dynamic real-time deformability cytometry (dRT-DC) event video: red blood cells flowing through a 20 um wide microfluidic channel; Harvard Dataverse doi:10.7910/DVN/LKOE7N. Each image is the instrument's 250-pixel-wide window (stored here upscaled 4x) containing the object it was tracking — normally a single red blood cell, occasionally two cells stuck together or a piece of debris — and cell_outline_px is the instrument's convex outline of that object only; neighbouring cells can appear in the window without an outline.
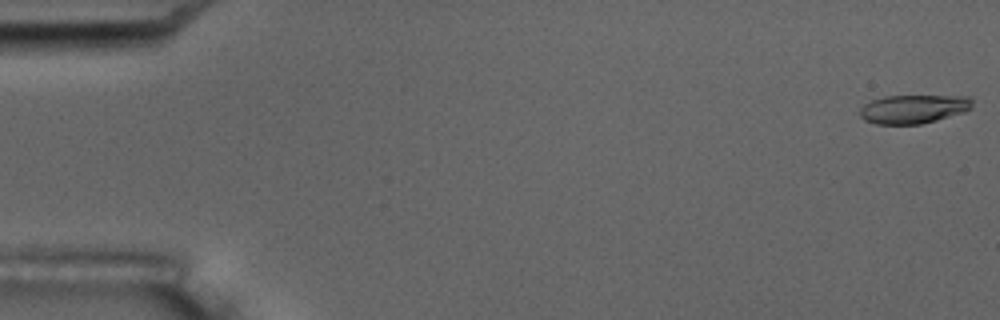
{"species": "common noctule bat (a hibernating species)", "species_latin": "Nyctalus noctula", "temperature_condition": "room temperature", "stored_images_in_passage": 7, "camera_frame_rate_fps": 3000, "um_per_image_px": 0.085, "animal": {"sex": "male", "body_mass_g": 17.5, "forearm_length_mm": 52.3}, "frame": {"image": 1, "passage_image": 1, "time_ms": 0.0, "image_size_px": [1000, 320], "cell_outline_px": [[972, 108], [964, 112], [936, 120], [920, 124], [876, 124], [864, 120], [860, 116], [860, 108], [864, 104], [872, 100], [884, 96], [968, 96], [972, 100]], "centroid_in_image_um": [77.63, 9.26], "position_along_channel_um": 7.4, "area_um2": 18.79}}
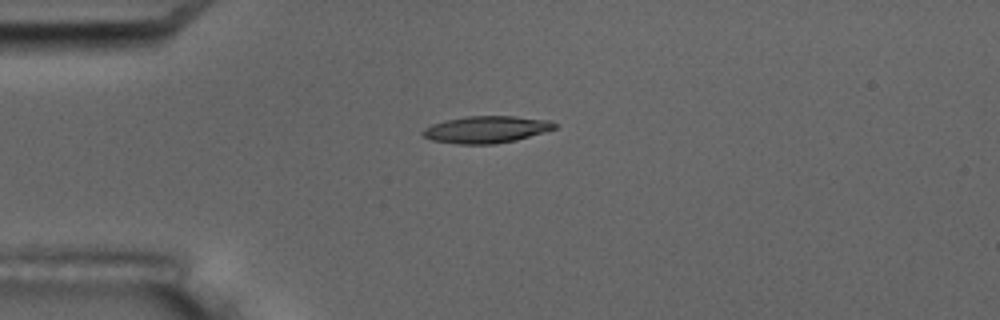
{"frame": {"image": 2, "passage_image": 4, "time_ms": 4.667, "image_size_px": [1000, 320], "cell_outline_px": [[556, 128], [544, 132], [516, 140], [496, 144], [456, 144], [432, 140], [424, 136], [420, 132], [424, 128], [432, 124], [448, 120], [468, 116], [516, 116], [552, 120], [556, 124]], "centroid_in_image_um": [41.36, 11.01], "position_along_channel_um": 43.6, "area_um2": 20.75}}